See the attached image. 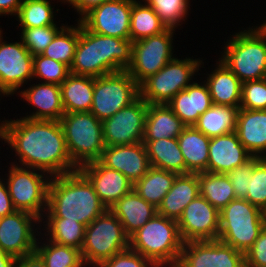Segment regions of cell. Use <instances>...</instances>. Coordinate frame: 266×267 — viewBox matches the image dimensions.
I'll use <instances>...</instances> for the list:
<instances>
[{
  "instance_id": "40",
  "label": "cell",
  "mask_w": 266,
  "mask_h": 267,
  "mask_svg": "<svg viewBox=\"0 0 266 267\" xmlns=\"http://www.w3.org/2000/svg\"><path fill=\"white\" fill-rule=\"evenodd\" d=\"M151 7L166 28L174 29L185 21L190 0H142ZM185 17V18H184Z\"/></svg>"
},
{
  "instance_id": "50",
  "label": "cell",
  "mask_w": 266,
  "mask_h": 267,
  "mask_svg": "<svg viewBox=\"0 0 266 267\" xmlns=\"http://www.w3.org/2000/svg\"><path fill=\"white\" fill-rule=\"evenodd\" d=\"M15 267H46L43 260L34 252L16 259Z\"/></svg>"
},
{
  "instance_id": "53",
  "label": "cell",
  "mask_w": 266,
  "mask_h": 267,
  "mask_svg": "<svg viewBox=\"0 0 266 267\" xmlns=\"http://www.w3.org/2000/svg\"><path fill=\"white\" fill-rule=\"evenodd\" d=\"M1 93L5 96L4 92L0 89V95H2ZM2 122L0 124V129H3L4 128L5 121H2Z\"/></svg>"
},
{
  "instance_id": "37",
  "label": "cell",
  "mask_w": 266,
  "mask_h": 267,
  "mask_svg": "<svg viewBox=\"0 0 266 267\" xmlns=\"http://www.w3.org/2000/svg\"><path fill=\"white\" fill-rule=\"evenodd\" d=\"M46 243L36 244L35 253L43 260L46 267H87L81 250L56 244L47 239ZM49 241V242H48Z\"/></svg>"
},
{
  "instance_id": "15",
  "label": "cell",
  "mask_w": 266,
  "mask_h": 267,
  "mask_svg": "<svg viewBox=\"0 0 266 267\" xmlns=\"http://www.w3.org/2000/svg\"><path fill=\"white\" fill-rule=\"evenodd\" d=\"M135 0H111L91 9L78 21L100 35L130 39V16Z\"/></svg>"
},
{
  "instance_id": "36",
  "label": "cell",
  "mask_w": 266,
  "mask_h": 267,
  "mask_svg": "<svg viewBox=\"0 0 266 267\" xmlns=\"http://www.w3.org/2000/svg\"><path fill=\"white\" fill-rule=\"evenodd\" d=\"M46 226L44 227L49 235L48 240L81 250L86 226L77 221L67 220L66 218H45Z\"/></svg>"
},
{
  "instance_id": "5",
  "label": "cell",
  "mask_w": 266,
  "mask_h": 267,
  "mask_svg": "<svg viewBox=\"0 0 266 267\" xmlns=\"http://www.w3.org/2000/svg\"><path fill=\"white\" fill-rule=\"evenodd\" d=\"M219 60L243 83L266 78V24L235 33Z\"/></svg>"
},
{
  "instance_id": "29",
  "label": "cell",
  "mask_w": 266,
  "mask_h": 267,
  "mask_svg": "<svg viewBox=\"0 0 266 267\" xmlns=\"http://www.w3.org/2000/svg\"><path fill=\"white\" fill-rule=\"evenodd\" d=\"M185 127L167 104H148L143 140L177 138Z\"/></svg>"
},
{
  "instance_id": "54",
  "label": "cell",
  "mask_w": 266,
  "mask_h": 267,
  "mask_svg": "<svg viewBox=\"0 0 266 267\" xmlns=\"http://www.w3.org/2000/svg\"><path fill=\"white\" fill-rule=\"evenodd\" d=\"M0 138L2 140H4V132H3V129H0Z\"/></svg>"
},
{
  "instance_id": "4",
  "label": "cell",
  "mask_w": 266,
  "mask_h": 267,
  "mask_svg": "<svg viewBox=\"0 0 266 267\" xmlns=\"http://www.w3.org/2000/svg\"><path fill=\"white\" fill-rule=\"evenodd\" d=\"M183 244L177 221L160 214L129 237V248L157 267H176Z\"/></svg>"
},
{
  "instance_id": "31",
  "label": "cell",
  "mask_w": 266,
  "mask_h": 267,
  "mask_svg": "<svg viewBox=\"0 0 266 267\" xmlns=\"http://www.w3.org/2000/svg\"><path fill=\"white\" fill-rule=\"evenodd\" d=\"M151 167L186 174V163L177 138L143 140Z\"/></svg>"
},
{
  "instance_id": "2",
  "label": "cell",
  "mask_w": 266,
  "mask_h": 267,
  "mask_svg": "<svg viewBox=\"0 0 266 267\" xmlns=\"http://www.w3.org/2000/svg\"><path fill=\"white\" fill-rule=\"evenodd\" d=\"M106 210L92 183L79 169L51 177L44 218H66L87 226Z\"/></svg>"
},
{
  "instance_id": "22",
  "label": "cell",
  "mask_w": 266,
  "mask_h": 267,
  "mask_svg": "<svg viewBox=\"0 0 266 267\" xmlns=\"http://www.w3.org/2000/svg\"><path fill=\"white\" fill-rule=\"evenodd\" d=\"M20 95L35 109L37 108L36 112L25 116V118L60 121L65 113L60 85L42 81L36 85L34 83V86L30 85V88L28 87L24 91H20Z\"/></svg>"
},
{
  "instance_id": "30",
  "label": "cell",
  "mask_w": 266,
  "mask_h": 267,
  "mask_svg": "<svg viewBox=\"0 0 266 267\" xmlns=\"http://www.w3.org/2000/svg\"><path fill=\"white\" fill-rule=\"evenodd\" d=\"M65 113L88 112L94 92V78L70 73L60 85Z\"/></svg>"
},
{
  "instance_id": "28",
  "label": "cell",
  "mask_w": 266,
  "mask_h": 267,
  "mask_svg": "<svg viewBox=\"0 0 266 267\" xmlns=\"http://www.w3.org/2000/svg\"><path fill=\"white\" fill-rule=\"evenodd\" d=\"M210 139L194 126H187L177 137L186 163V174L207 172Z\"/></svg>"
},
{
  "instance_id": "44",
  "label": "cell",
  "mask_w": 266,
  "mask_h": 267,
  "mask_svg": "<svg viewBox=\"0 0 266 267\" xmlns=\"http://www.w3.org/2000/svg\"><path fill=\"white\" fill-rule=\"evenodd\" d=\"M240 108L266 109V78L242 83Z\"/></svg>"
},
{
  "instance_id": "11",
  "label": "cell",
  "mask_w": 266,
  "mask_h": 267,
  "mask_svg": "<svg viewBox=\"0 0 266 267\" xmlns=\"http://www.w3.org/2000/svg\"><path fill=\"white\" fill-rule=\"evenodd\" d=\"M139 96V84L126 70L102 75L94 78L90 112L103 122Z\"/></svg>"
},
{
  "instance_id": "34",
  "label": "cell",
  "mask_w": 266,
  "mask_h": 267,
  "mask_svg": "<svg viewBox=\"0 0 266 267\" xmlns=\"http://www.w3.org/2000/svg\"><path fill=\"white\" fill-rule=\"evenodd\" d=\"M197 175L200 195L219 211L236 199L233 186L226 174L203 172Z\"/></svg>"
},
{
  "instance_id": "13",
  "label": "cell",
  "mask_w": 266,
  "mask_h": 267,
  "mask_svg": "<svg viewBox=\"0 0 266 267\" xmlns=\"http://www.w3.org/2000/svg\"><path fill=\"white\" fill-rule=\"evenodd\" d=\"M148 103L140 96L102 122L105 146L143 142Z\"/></svg>"
},
{
  "instance_id": "42",
  "label": "cell",
  "mask_w": 266,
  "mask_h": 267,
  "mask_svg": "<svg viewBox=\"0 0 266 267\" xmlns=\"http://www.w3.org/2000/svg\"><path fill=\"white\" fill-rule=\"evenodd\" d=\"M64 26L63 24L60 28L58 26H43L22 29L20 39L33 56L42 54Z\"/></svg>"
},
{
  "instance_id": "14",
  "label": "cell",
  "mask_w": 266,
  "mask_h": 267,
  "mask_svg": "<svg viewBox=\"0 0 266 267\" xmlns=\"http://www.w3.org/2000/svg\"><path fill=\"white\" fill-rule=\"evenodd\" d=\"M176 267H245V254L218 239L190 241Z\"/></svg>"
},
{
  "instance_id": "43",
  "label": "cell",
  "mask_w": 266,
  "mask_h": 267,
  "mask_svg": "<svg viewBox=\"0 0 266 267\" xmlns=\"http://www.w3.org/2000/svg\"><path fill=\"white\" fill-rule=\"evenodd\" d=\"M245 200L263 212L266 210V158H261L254 165Z\"/></svg>"
},
{
  "instance_id": "35",
  "label": "cell",
  "mask_w": 266,
  "mask_h": 267,
  "mask_svg": "<svg viewBox=\"0 0 266 267\" xmlns=\"http://www.w3.org/2000/svg\"><path fill=\"white\" fill-rule=\"evenodd\" d=\"M167 28L161 22L156 12L145 2L134 1L130 16V40L150 37L164 32Z\"/></svg>"
},
{
  "instance_id": "27",
  "label": "cell",
  "mask_w": 266,
  "mask_h": 267,
  "mask_svg": "<svg viewBox=\"0 0 266 267\" xmlns=\"http://www.w3.org/2000/svg\"><path fill=\"white\" fill-rule=\"evenodd\" d=\"M216 64L217 69L207 74L209 77L204 81L208 85L212 103L240 108L242 82L220 60Z\"/></svg>"
},
{
  "instance_id": "55",
  "label": "cell",
  "mask_w": 266,
  "mask_h": 267,
  "mask_svg": "<svg viewBox=\"0 0 266 267\" xmlns=\"http://www.w3.org/2000/svg\"><path fill=\"white\" fill-rule=\"evenodd\" d=\"M264 217H265V227H266V210L264 211Z\"/></svg>"
},
{
  "instance_id": "3",
  "label": "cell",
  "mask_w": 266,
  "mask_h": 267,
  "mask_svg": "<svg viewBox=\"0 0 266 267\" xmlns=\"http://www.w3.org/2000/svg\"><path fill=\"white\" fill-rule=\"evenodd\" d=\"M132 47L130 39L96 34L79 22V40L70 73L96 78L126 70L132 61Z\"/></svg>"
},
{
  "instance_id": "19",
  "label": "cell",
  "mask_w": 266,
  "mask_h": 267,
  "mask_svg": "<svg viewBox=\"0 0 266 267\" xmlns=\"http://www.w3.org/2000/svg\"><path fill=\"white\" fill-rule=\"evenodd\" d=\"M107 168L124 174L133 184L151 168L143 142L131 145L105 146L99 160Z\"/></svg>"
},
{
  "instance_id": "51",
  "label": "cell",
  "mask_w": 266,
  "mask_h": 267,
  "mask_svg": "<svg viewBox=\"0 0 266 267\" xmlns=\"http://www.w3.org/2000/svg\"><path fill=\"white\" fill-rule=\"evenodd\" d=\"M23 0H0V16L17 15Z\"/></svg>"
},
{
  "instance_id": "38",
  "label": "cell",
  "mask_w": 266,
  "mask_h": 267,
  "mask_svg": "<svg viewBox=\"0 0 266 267\" xmlns=\"http://www.w3.org/2000/svg\"><path fill=\"white\" fill-rule=\"evenodd\" d=\"M77 22L76 27L65 25L41 55L61 62L70 68L79 40V21Z\"/></svg>"
},
{
  "instance_id": "46",
  "label": "cell",
  "mask_w": 266,
  "mask_h": 267,
  "mask_svg": "<svg viewBox=\"0 0 266 267\" xmlns=\"http://www.w3.org/2000/svg\"><path fill=\"white\" fill-rule=\"evenodd\" d=\"M98 267H157L151 260L128 248L104 260Z\"/></svg>"
},
{
  "instance_id": "7",
  "label": "cell",
  "mask_w": 266,
  "mask_h": 267,
  "mask_svg": "<svg viewBox=\"0 0 266 267\" xmlns=\"http://www.w3.org/2000/svg\"><path fill=\"white\" fill-rule=\"evenodd\" d=\"M264 227V212L249 201L236 198L220 211L218 240L245 254Z\"/></svg>"
},
{
  "instance_id": "52",
  "label": "cell",
  "mask_w": 266,
  "mask_h": 267,
  "mask_svg": "<svg viewBox=\"0 0 266 267\" xmlns=\"http://www.w3.org/2000/svg\"><path fill=\"white\" fill-rule=\"evenodd\" d=\"M16 259L0 248V267H15Z\"/></svg>"
},
{
  "instance_id": "49",
  "label": "cell",
  "mask_w": 266,
  "mask_h": 267,
  "mask_svg": "<svg viewBox=\"0 0 266 267\" xmlns=\"http://www.w3.org/2000/svg\"><path fill=\"white\" fill-rule=\"evenodd\" d=\"M111 0H64V3L68 2L73 5L72 7L81 15L80 19L87 14L91 9L100 6L103 2Z\"/></svg>"
},
{
  "instance_id": "10",
  "label": "cell",
  "mask_w": 266,
  "mask_h": 267,
  "mask_svg": "<svg viewBox=\"0 0 266 267\" xmlns=\"http://www.w3.org/2000/svg\"><path fill=\"white\" fill-rule=\"evenodd\" d=\"M200 59L170 60L156 74L149 76L140 85V97L148 104H167L177 93L185 90L193 76L202 67Z\"/></svg>"
},
{
  "instance_id": "18",
  "label": "cell",
  "mask_w": 266,
  "mask_h": 267,
  "mask_svg": "<svg viewBox=\"0 0 266 267\" xmlns=\"http://www.w3.org/2000/svg\"><path fill=\"white\" fill-rule=\"evenodd\" d=\"M36 222L42 221L30 213L17 210L0 217V248L16 258L34 253L39 241L34 234Z\"/></svg>"
},
{
  "instance_id": "20",
  "label": "cell",
  "mask_w": 266,
  "mask_h": 267,
  "mask_svg": "<svg viewBox=\"0 0 266 267\" xmlns=\"http://www.w3.org/2000/svg\"><path fill=\"white\" fill-rule=\"evenodd\" d=\"M79 170L92 183L96 194L107 209L133 190L134 184L124 174L107 168L100 161L87 163Z\"/></svg>"
},
{
  "instance_id": "26",
  "label": "cell",
  "mask_w": 266,
  "mask_h": 267,
  "mask_svg": "<svg viewBox=\"0 0 266 267\" xmlns=\"http://www.w3.org/2000/svg\"><path fill=\"white\" fill-rule=\"evenodd\" d=\"M110 210L130 237L157 214V208L140 197L133 189L118 200Z\"/></svg>"
},
{
  "instance_id": "8",
  "label": "cell",
  "mask_w": 266,
  "mask_h": 267,
  "mask_svg": "<svg viewBox=\"0 0 266 267\" xmlns=\"http://www.w3.org/2000/svg\"><path fill=\"white\" fill-rule=\"evenodd\" d=\"M128 248L129 236L110 209L85 228L81 254L86 266L98 267L104 260Z\"/></svg>"
},
{
  "instance_id": "21",
  "label": "cell",
  "mask_w": 266,
  "mask_h": 267,
  "mask_svg": "<svg viewBox=\"0 0 266 267\" xmlns=\"http://www.w3.org/2000/svg\"><path fill=\"white\" fill-rule=\"evenodd\" d=\"M208 152L207 172L226 175L252 157L239 141L235 131L212 137Z\"/></svg>"
},
{
  "instance_id": "9",
  "label": "cell",
  "mask_w": 266,
  "mask_h": 267,
  "mask_svg": "<svg viewBox=\"0 0 266 267\" xmlns=\"http://www.w3.org/2000/svg\"><path fill=\"white\" fill-rule=\"evenodd\" d=\"M10 166L8 179H5V183L13 207L17 211L30 213L41 221L44 220L42 212L45 213L47 210L48 187L51 176L38 169L19 166L18 163L17 165L13 163Z\"/></svg>"
},
{
  "instance_id": "23",
  "label": "cell",
  "mask_w": 266,
  "mask_h": 267,
  "mask_svg": "<svg viewBox=\"0 0 266 267\" xmlns=\"http://www.w3.org/2000/svg\"><path fill=\"white\" fill-rule=\"evenodd\" d=\"M213 105L207 83L193 82L185 90L177 93L167 106L177 115L183 124L194 126L203 114Z\"/></svg>"
},
{
  "instance_id": "47",
  "label": "cell",
  "mask_w": 266,
  "mask_h": 267,
  "mask_svg": "<svg viewBox=\"0 0 266 267\" xmlns=\"http://www.w3.org/2000/svg\"><path fill=\"white\" fill-rule=\"evenodd\" d=\"M245 267H266V227L245 253Z\"/></svg>"
},
{
  "instance_id": "1",
  "label": "cell",
  "mask_w": 266,
  "mask_h": 267,
  "mask_svg": "<svg viewBox=\"0 0 266 267\" xmlns=\"http://www.w3.org/2000/svg\"><path fill=\"white\" fill-rule=\"evenodd\" d=\"M4 141L15 150L19 166L38 169L51 177L78 168L69 156L60 121L20 118L5 120Z\"/></svg>"
},
{
  "instance_id": "33",
  "label": "cell",
  "mask_w": 266,
  "mask_h": 267,
  "mask_svg": "<svg viewBox=\"0 0 266 267\" xmlns=\"http://www.w3.org/2000/svg\"><path fill=\"white\" fill-rule=\"evenodd\" d=\"M178 175V173L172 171L151 167L149 171L134 184L133 189L140 197L158 208L164 196L172 188Z\"/></svg>"
},
{
  "instance_id": "6",
  "label": "cell",
  "mask_w": 266,
  "mask_h": 267,
  "mask_svg": "<svg viewBox=\"0 0 266 267\" xmlns=\"http://www.w3.org/2000/svg\"><path fill=\"white\" fill-rule=\"evenodd\" d=\"M60 123L69 156L78 169L101 159L105 149L102 121L88 111L64 113Z\"/></svg>"
},
{
  "instance_id": "24",
  "label": "cell",
  "mask_w": 266,
  "mask_h": 267,
  "mask_svg": "<svg viewBox=\"0 0 266 267\" xmlns=\"http://www.w3.org/2000/svg\"><path fill=\"white\" fill-rule=\"evenodd\" d=\"M235 132L252 156L266 158V109L239 108Z\"/></svg>"
},
{
  "instance_id": "17",
  "label": "cell",
  "mask_w": 266,
  "mask_h": 267,
  "mask_svg": "<svg viewBox=\"0 0 266 267\" xmlns=\"http://www.w3.org/2000/svg\"><path fill=\"white\" fill-rule=\"evenodd\" d=\"M177 224L184 243L217 240L220 232V211L198 195L186 206Z\"/></svg>"
},
{
  "instance_id": "39",
  "label": "cell",
  "mask_w": 266,
  "mask_h": 267,
  "mask_svg": "<svg viewBox=\"0 0 266 267\" xmlns=\"http://www.w3.org/2000/svg\"><path fill=\"white\" fill-rule=\"evenodd\" d=\"M48 0H23L16 15L22 29L58 26L54 21L53 8Z\"/></svg>"
},
{
  "instance_id": "25",
  "label": "cell",
  "mask_w": 266,
  "mask_h": 267,
  "mask_svg": "<svg viewBox=\"0 0 266 267\" xmlns=\"http://www.w3.org/2000/svg\"><path fill=\"white\" fill-rule=\"evenodd\" d=\"M198 195H200L198 175L179 174L158 206L157 214L178 221L186 206Z\"/></svg>"
},
{
  "instance_id": "45",
  "label": "cell",
  "mask_w": 266,
  "mask_h": 267,
  "mask_svg": "<svg viewBox=\"0 0 266 267\" xmlns=\"http://www.w3.org/2000/svg\"><path fill=\"white\" fill-rule=\"evenodd\" d=\"M261 159L259 156H252L244 164L236 167L227 174L233 186L236 198L245 199L248 192L249 178L252 175L254 165Z\"/></svg>"
},
{
  "instance_id": "32",
  "label": "cell",
  "mask_w": 266,
  "mask_h": 267,
  "mask_svg": "<svg viewBox=\"0 0 266 267\" xmlns=\"http://www.w3.org/2000/svg\"><path fill=\"white\" fill-rule=\"evenodd\" d=\"M239 108L222 105H212L199 116L194 127L212 138L229 134L236 129Z\"/></svg>"
},
{
  "instance_id": "41",
  "label": "cell",
  "mask_w": 266,
  "mask_h": 267,
  "mask_svg": "<svg viewBox=\"0 0 266 267\" xmlns=\"http://www.w3.org/2000/svg\"><path fill=\"white\" fill-rule=\"evenodd\" d=\"M70 74V68L41 54L33 56V77L44 83L61 85Z\"/></svg>"
},
{
  "instance_id": "12",
  "label": "cell",
  "mask_w": 266,
  "mask_h": 267,
  "mask_svg": "<svg viewBox=\"0 0 266 267\" xmlns=\"http://www.w3.org/2000/svg\"><path fill=\"white\" fill-rule=\"evenodd\" d=\"M174 29L133 42L132 61L126 71L140 85L162 69L173 56Z\"/></svg>"
},
{
  "instance_id": "16",
  "label": "cell",
  "mask_w": 266,
  "mask_h": 267,
  "mask_svg": "<svg viewBox=\"0 0 266 267\" xmlns=\"http://www.w3.org/2000/svg\"><path fill=\"white\" fill-rule=\"evenodd\" d=\"M0 29V89L5 95H13L25 83L33 79V55L22 40L7 43ZM23 84V85H22Z\"/></svg>"
},
{
  "instance_id": "48",
  "label": "cell",
  "mask_w": 266,
  "mask_h": 267,
  "mask_svg": "<svg viewBox=\"0 0 266 267\" xmlns=\"http://www.w3.org/2000/svg\"><path fill=\"white\" fill-rule=\"evenodd\" d=\"M2 181L3 180L0 178V217H4L16 211L13 207L7 185Z\"/></svg>"
}]
</instances>
